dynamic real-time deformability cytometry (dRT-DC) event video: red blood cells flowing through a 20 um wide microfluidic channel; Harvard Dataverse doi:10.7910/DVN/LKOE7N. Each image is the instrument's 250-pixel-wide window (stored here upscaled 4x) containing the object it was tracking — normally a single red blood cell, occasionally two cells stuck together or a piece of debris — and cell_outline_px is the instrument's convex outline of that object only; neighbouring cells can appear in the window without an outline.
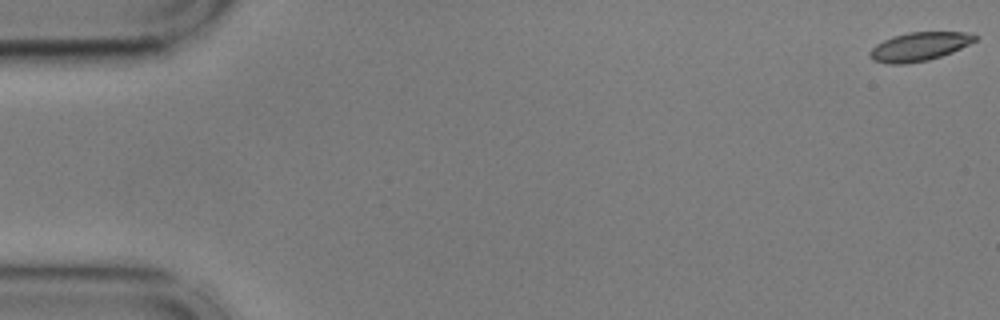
{"species": "common noctule bat (a hibernating species)", "species_latin": "Nyctalus noctula", "temperature_condition": "cold", "stored_images_in_passage": 53, "camera_frame_rate_fps": 3000, "um_per_image_px": 0.085, "animal": {"sex": "male", "body_mass_g": 17.9, "forearm_length_mm": 54.2}, "frame": {"image": 1, "passage_image": 1, "time_ms": 0.0, "image_size_px": [1000, 320], "cell_outline_px": [[976, 40], [952, 52], [928, 60], [904, 64], [888, 64], [872, 60], [868, 56], [868, 52], [876, 44], [892, 36], [908, 32], [964, 32], [976, 36]], "centroid_in_image_um": [78.06, 3.96], "position_along_channel_um": 6.9, "area_um2": 17.46}}
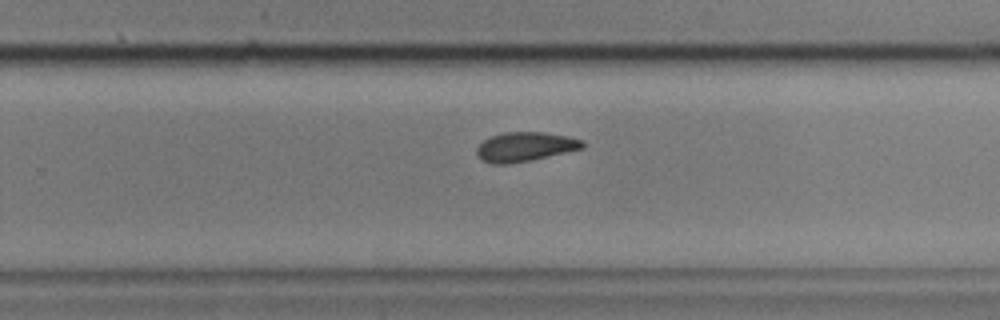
{"frame": {"image": 2, "passage_image": 36, "time_ms": 11.667, "image_size_px": [1000, 320], "cell_outline_px": [[584, 148], [532, 160], [508, 164], [492, 164], [480, 160], [476, 152], [476, 148], [484, 140], [492, 136], [504, 132], [544, 132], [568, 136], [584, 140]], "centroid_in_image_um": [44.63, 12.48], "position_along_channel_um": 285.2, "area_um2": 18.21}}
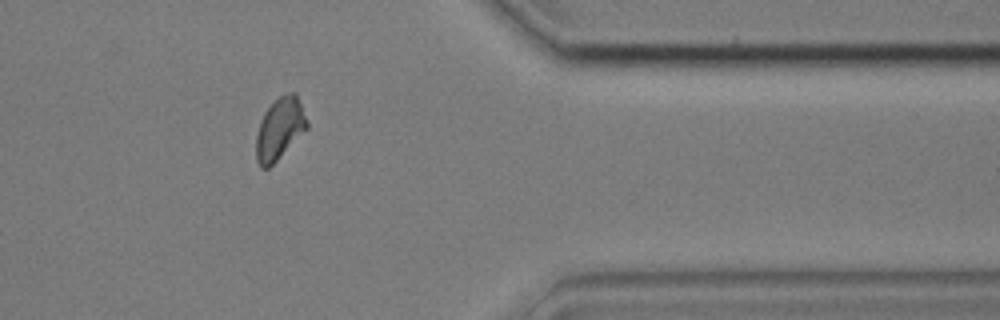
{"frame": {"image": 3, "passage_image": 46, "time_ms": 15.0, "image_size_px": [1000, 320], "cell_outline_px": [[308, 128], [268, 168], [260, 168], [256, 160], [256, 136], [260, 120], [264, 112], [280, 96], [288, 92], [296, 92], [308, 120]], "centroid_in_image_um": [23.78, 10.93], "position_along_channel_um": 387.6, "area_um2": 18.21}, "authors_computed_cell_mechanics": {"area_um2": 18.1492, "velocity_mm_per_s": 3.6028, "shape_relaxation_time_tau1_ms": 9.9563, "shape_relaxation_time_tau2_ms": 5.1635, "deformation_change_tau1": 0.1997, "deformation_change_tau2": 0.1009}}